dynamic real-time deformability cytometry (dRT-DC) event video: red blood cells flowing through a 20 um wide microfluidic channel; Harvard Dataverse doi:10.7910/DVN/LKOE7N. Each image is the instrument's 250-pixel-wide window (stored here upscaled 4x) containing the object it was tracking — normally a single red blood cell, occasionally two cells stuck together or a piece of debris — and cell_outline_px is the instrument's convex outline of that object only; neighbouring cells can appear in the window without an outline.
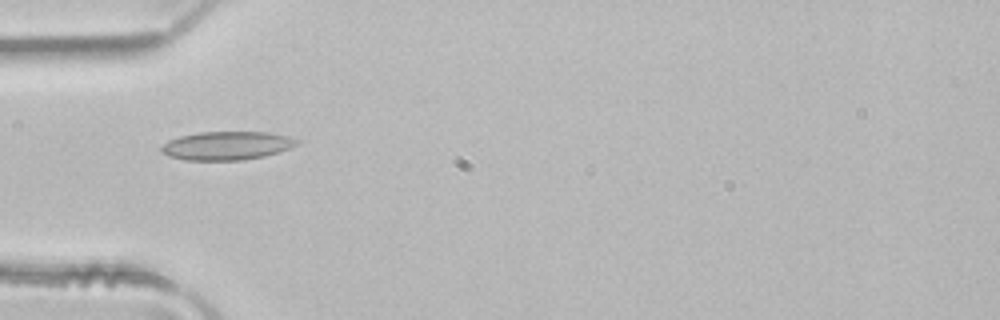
{"species": "common noctule bat (a hibernating species)", "species_latin": "Nyctalus noctula", "temperature_condition": "room temperature", "stored_images_in_passage": 4, "camera_frame_rate_fps": 3000, "um_per_image_px": 0.085, "animal": {"sex": "male", "body_mass_g": 21.5, "forearm_length_mm": 52.0}, "frame": {"image": 1, "passage_image": 3, "time_ms": 0.667, "image_size_px": [1000, 320], "cell_outline_px": [[300, 144], [280, 152], [264, 156], [244, 160], [184, 160], [168, 156], [160, 152], [160, 148], [168, 140], [180, 136], [200, 132], [268, 132], [288, 136], [300, 140]], "centroid_in_image_um": [19.3, 12.38], "position_along_channel_um": 65.7, "area_um2": 22.72}}
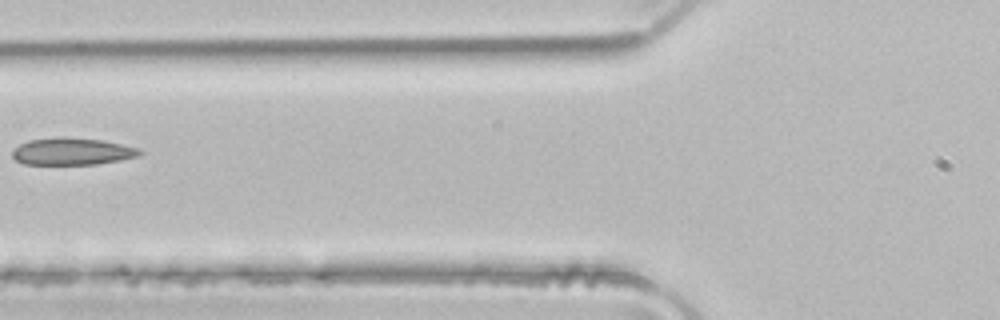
{"frame": {"image": 2, "passage_image": 4, "time_ms": 1.0, "image_size_px": [1000, 320], "cell_outline_px": [[144, 152], [140, 156], [120, 160], [96, 164], [24, 164], [16, 160], [12, 156], [12, 152], [20, 144], [28, 140], [104, 140], [140, 148]], "centroid_in_image_um": [6.22, 12.92], "position_along_channel_um": 119.6, "area_um2": 19.19}}